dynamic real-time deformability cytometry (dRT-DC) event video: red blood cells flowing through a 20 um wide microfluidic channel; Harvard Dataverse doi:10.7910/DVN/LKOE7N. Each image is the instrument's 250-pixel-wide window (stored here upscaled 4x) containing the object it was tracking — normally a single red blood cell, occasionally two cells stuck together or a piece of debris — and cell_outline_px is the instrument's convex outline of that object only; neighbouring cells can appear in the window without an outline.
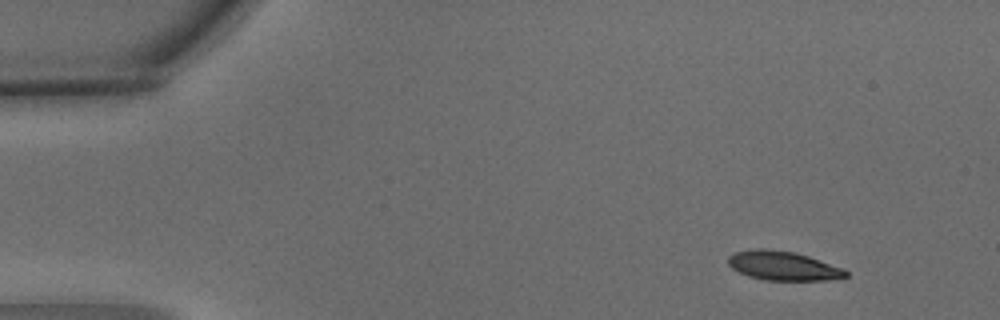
{"species": "common noctule bat (a hibernating species)", "species_latin": "Nyctalus noctula", "temperature_condition": "warm", "stored_images_in_passage": 5, "segment_of_instrument_passage": [1, 2], "camera_frame_rate_fps": 3000, "um_per_image_px": 0.085, "animal": {"sex": "male", "body_mass_g": 15.6}, "frame": {"image": 1, "passage_image": 1, "time_ms": 0.0, "image_size_px": [1000, 320], "cell_outline_px": [[848, 276], [828, 280], [764, 280], [748, 276], [732, 268], [728, 264], [728, 256], [732, 252], [752, 248], [768, 248], [792, 252], [808, 256], [844, 268], [848, 272]], "centroid_in_image_um": [66.53, 22.58], "position_along_channel_um": 18.5, "area_um2": 20.11}}
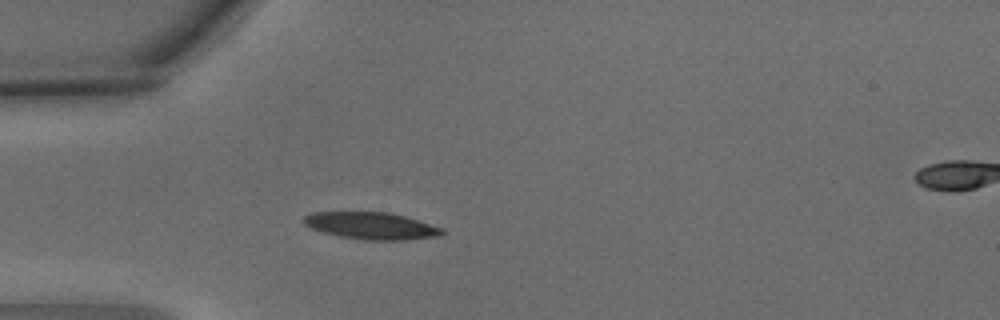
{"frame": {"image": 2, "passage_image": 4, "time_ms": 1.0, "image_size_px": [1000, 320], "cell_outline_px": [[444, 232], [440, 236], [404, 240], [364, 240], [340, 236], [324, 232], [312, 228], [304, 224], [304, 216], [312, 212], [388, 212], [404, 216], [444, 228]], "centroid_in_image_um": [31.58, 19.19], "position_along_channel_um": 53.4, "area_um2": 21.68}}